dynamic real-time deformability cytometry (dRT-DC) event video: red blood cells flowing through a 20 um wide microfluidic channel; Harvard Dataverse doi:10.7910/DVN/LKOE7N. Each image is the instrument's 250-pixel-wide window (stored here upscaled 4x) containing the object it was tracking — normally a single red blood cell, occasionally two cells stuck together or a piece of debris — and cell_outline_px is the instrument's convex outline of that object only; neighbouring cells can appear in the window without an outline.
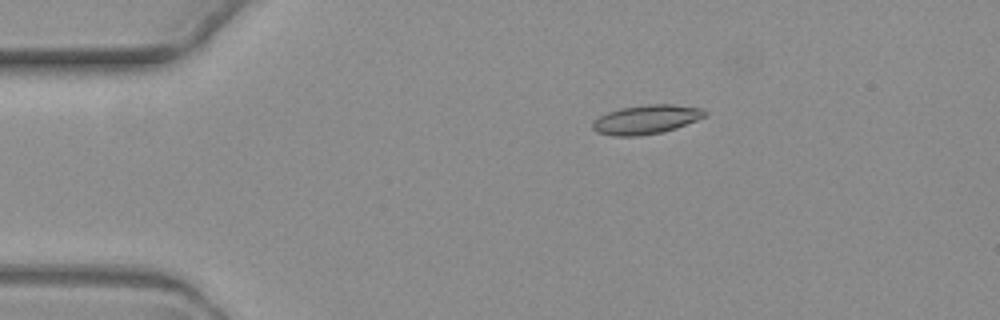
{"species": "common noctule bat (a hibernating species)", "species_latin": "Nyctalus noctula", "temperature_condition": "warm", "stored_images_in_passage": 8, "camera_frame_rate_fps": 3000, "um_per_image_px": 0.085, "animal": {"sex": "female", "body_mass_g": 19.3, "forearm_length_mm": 54.1}, "frame": {"image": 1, "passage_image": 3, "time_ms": 2.333, "image_size_px": [1000, 320], "cell_outline_px": [[708, 116], [676, 128], [660, 132], [636, 136], [612, 136], [596, 132], [592, 128], [592, 120], [608, 112], [620, 108], [648, 104], [672, 104], [704, 108], [708, 112]], "centroid_in_image_um": [54.95, 10.15], "position_along_channel_um": 30.1, "area_um2": 19.19}}
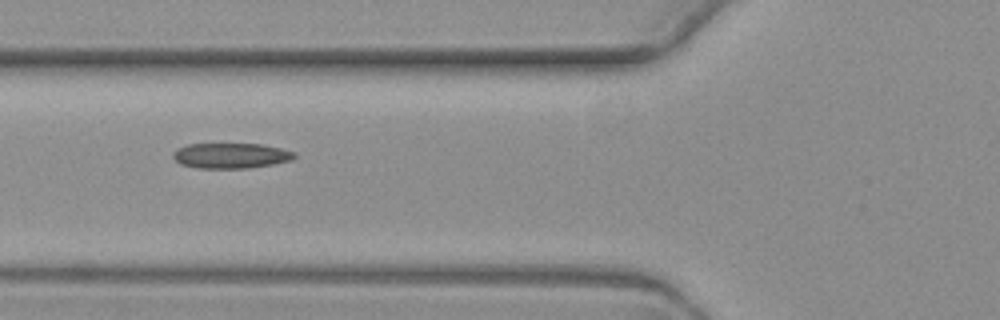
{"frame": {"image": 2, "passage_image": 6, "time_ms": 6.0, "image_size_px": [1000, 320], "cell_outline_px": [[296, 156], [292, 160], [272, 164], [248, 168], [196, 168], [180, 164], [172, 156], [172, 152], [176, 148], [188, 144], [260, 144], [280, 148], [296, 152]], "centroid_in_image_um": [19.6, 13.23], "position_along_channel_um": 106.2, "area_um2": 17.98}}
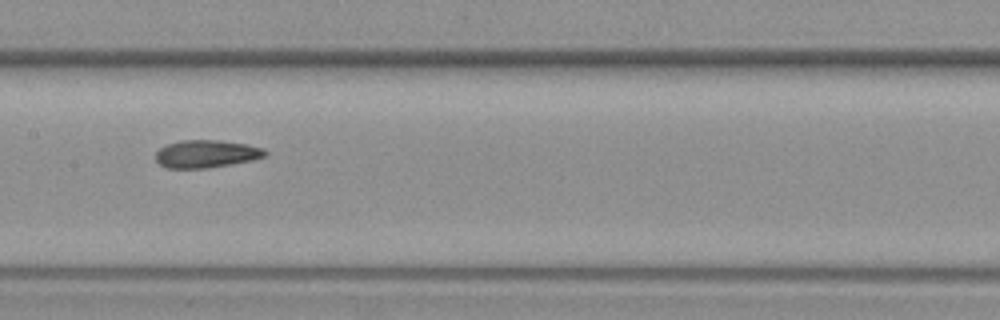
{"frame": {"image": 3, "passage_image": 8, "time_ms": 8.333, "image_size_px": [1000, 320], "cell_outline_px": [[268, 156], [252, 160], [204, 168], [168, 168], [160, 164], [156, 160], [156, 152], [160, 148], [168, 144], [180, 140], [220, 140], [248, 144], [264, 148], [268, 152]], "centroid_in_image_um": [17.57, 13.06], "position_along_channel_um": 189.8, "area_um2": 17.63}}